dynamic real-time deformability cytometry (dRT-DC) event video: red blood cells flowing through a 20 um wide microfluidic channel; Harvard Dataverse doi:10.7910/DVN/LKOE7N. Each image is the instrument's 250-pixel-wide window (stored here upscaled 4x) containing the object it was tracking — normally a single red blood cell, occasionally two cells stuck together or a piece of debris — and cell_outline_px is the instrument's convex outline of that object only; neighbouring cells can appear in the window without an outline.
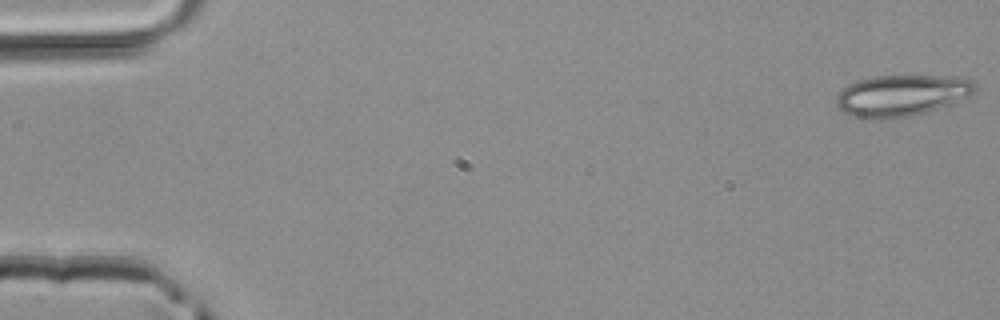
{"species": "common noctule bat (a hibernating species)", "species_latin": "Nyctalus noctula", "temperature_condition": "room temperature", "stored_images_in_passage": 4, "camera_frame_rate_fps": 3000, "um_per_image_px": 0.085, "animal": {"sex": "male", "body_mass_g": 20.4}, "frame": {"image": 1, "passage_image": 1, "time_ms": 0.0, "image_size_px": [1000, 320], "cell_outline_px": [[976, 92], [952, 104], [928, 112], [912, 116], [880, 120], [868, 120], [844, 112], [836, 104], [836, 96], [848, 84], [860, 80], [876, 76], [964, 76], [972, 80], [976, 84]], "centroid_in_image_um": [76.69, 8.12], "position_along_channel_um": 8.3, "area_um2": 33.81}}